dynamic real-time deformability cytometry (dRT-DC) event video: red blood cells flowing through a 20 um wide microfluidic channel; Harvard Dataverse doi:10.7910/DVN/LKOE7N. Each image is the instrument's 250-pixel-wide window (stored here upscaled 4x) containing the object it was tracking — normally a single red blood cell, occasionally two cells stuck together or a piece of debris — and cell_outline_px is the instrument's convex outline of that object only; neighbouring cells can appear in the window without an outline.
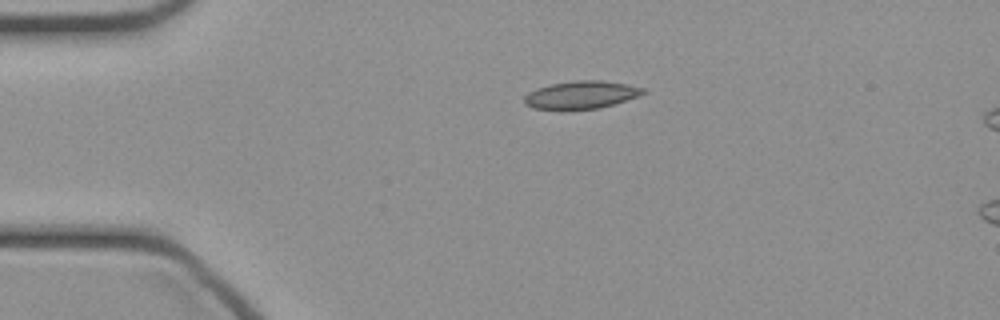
{"species": "common noctule bat (a hibernating species)", "species_latin": "Nyctalus noctula", "temperature_condition": "cold", "stored_images_in_passage": 6, "camera_frame_rate_fps": 3000, "um_per_image_px": 0.085, "animal": {"sex": "female", "body_mass_g": 21.9}, "frame": {"image": 1, "passage_image": 1, "time_ms": 0.0, "image_size_px": [1000, 320], "cell_outline_px": [[648, 92], [640, 96], [616, 104], [600, 108], [564, 112], [560, 112], [532, 108], [524, 104], [524, 96], [528, 92], [536, 88], [552, 84], [572, 80], [604, 80], [628, 84], [644, 88]], "centroid_in_image_um": [49.39, 8.1], "position_along_channel_um": 35.6, "area_um2": 20.29}}